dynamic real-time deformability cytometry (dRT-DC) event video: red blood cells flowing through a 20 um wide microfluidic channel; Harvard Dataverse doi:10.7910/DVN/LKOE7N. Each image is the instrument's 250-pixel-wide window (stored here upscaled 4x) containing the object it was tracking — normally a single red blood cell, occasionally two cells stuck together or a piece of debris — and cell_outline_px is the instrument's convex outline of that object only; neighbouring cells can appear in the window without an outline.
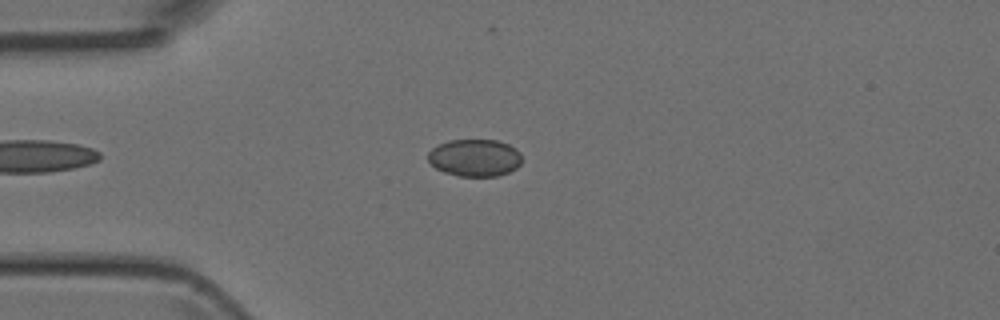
{"species": "Egyptian fruit bat (a non-hibernating species)", "species_latin": "Rousettus aegyptiacus", "temperature_condition": "room temperature", "stored_images_in_passage": 44, "camera_frame_rate_fps": 3000, "um_per_image_px": 0.085, "animal": {"sex": "female"}, "frame": {"image": 1, "passage_image": 9, "time_ms": 2.667, "image_size_px": [1000, 320], "cell_outline_px": [[520, 164], [516, 168], [508, 172], [496, 176], [460, 176], [444, 172], [436, 168], [428, 160], [428, 152], [432, 148], [448, 140], [496, 140], [508, 144], [516, 148], [520, 152]], "centroid_in_image_um": [40.35, 13.4], "position_along_channel_um": 44.7, "area_um2": 20.29}}
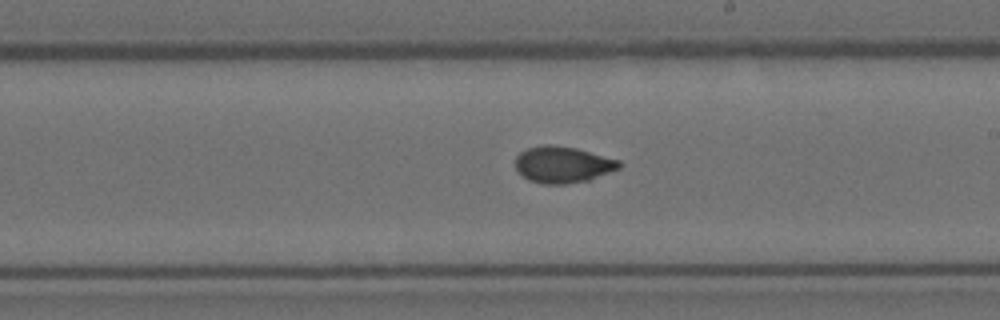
{"frame": {"image": 2, "passage_image": 24, "time_ms": 7.667, "image_size_px": [1000, 320], "cell_outline_px": [[620, 168], [588, 180], [564, 184], [544, 184], [528, 180], [516, 168], [516, 156], [520, 152], [528, 148], [544, 144], [552, 144], [576, 148], [620, 160]], "centroid_in_image_um": [47.82, 13.98], "position_along_channel_um": 241.2, "area_um2": 21.91}}
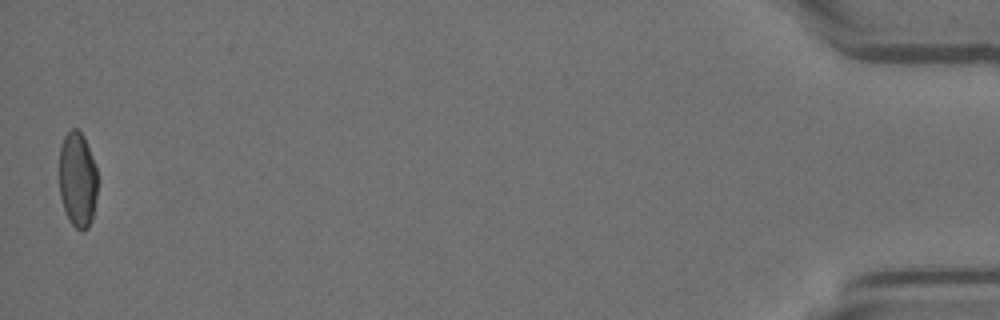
{"frame": {"image": 3, "passage_image": 44, "time_ms": 14.333, "image_size_px": [1000, 320], "cell_outline_px": [[96, 196], [92, 220], [88, 228], [76, 228], [72, 224], [64, 208], [60, 196], [60, 148], [64, 136], [72, 128], [76, 128], [84, 136], [96, 168]], "centroid_in_image_um": [6.59, 15.24], "position_along_channel_um": 428.6, "area_um2": 20.87}}